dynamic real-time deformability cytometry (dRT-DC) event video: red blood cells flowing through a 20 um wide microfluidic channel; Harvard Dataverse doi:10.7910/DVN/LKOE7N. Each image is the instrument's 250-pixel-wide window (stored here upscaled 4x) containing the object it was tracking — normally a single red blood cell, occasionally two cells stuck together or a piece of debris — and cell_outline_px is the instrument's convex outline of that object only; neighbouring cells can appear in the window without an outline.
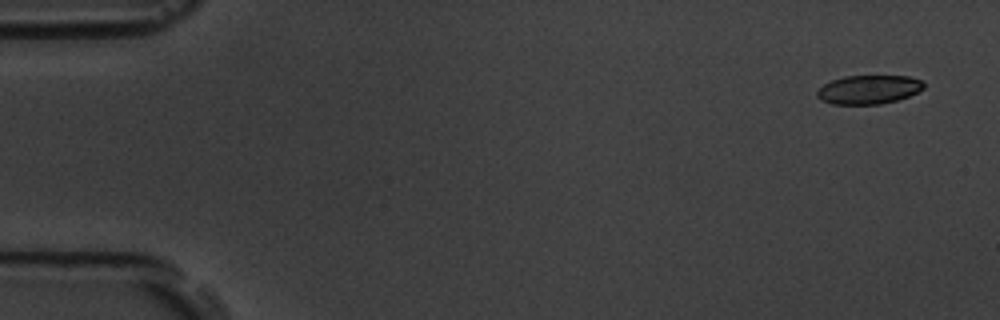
{"species": "common noctule bat (a hibernating species)", "species_latin": "Nyctalus noctula", "temperature_condition": "room temperature", "stored_images_in_passage": 52, "camera_frame_rate_fps": 3000, "um_per_image_px": 0.085, "animal": {"sex": "male", "body_mass_g": 19.5, "forearm_length_mm": 54.6}, "frame": {"image": 1, "passage_image": 1, "time_ms": 0.0, "image_size_px": [1000, 320], "cell_outline_px": [[924, 88], [908, 96], [896, 100], [880, 104], [832, 104], [820, 100], [816, 96], [816, 92], [824, 84], [832, 80], [844, 76], [908, 76], [920, 80], [924, 84]], "centroid_in_image_um": [73.8, 7.61], "position_along_channel_um": 11.2, "area_um2": 17.8}}
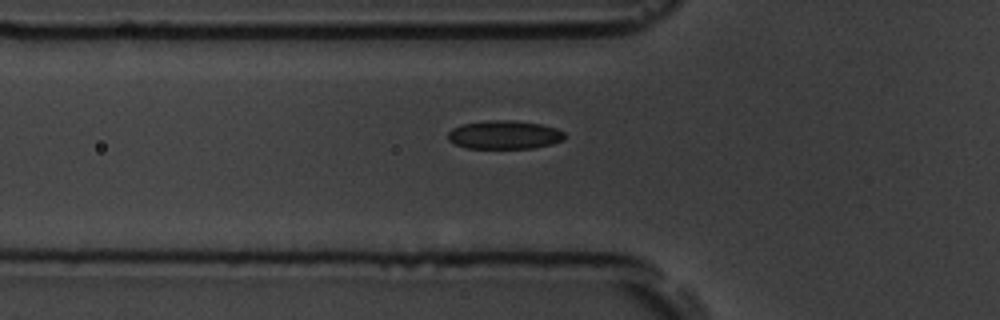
{"frame": {"image": 2, "passage_image": 17, "time_ms": 5.333, "image_size_px": [1000, 320], "cell_outline_px": [[564, 140], [552, 144], [532, 148], [468, 148], [456, 144], [448, 140], [448, 132], [452, 128], [464, 124], [488, 120], [512, 120], [540, 124], [556, 128], [564, 132]], "centroid_in_image_um": [42.88, 11.46], "position_along_channel_um": 82.9, "area_um2": 19.31}}
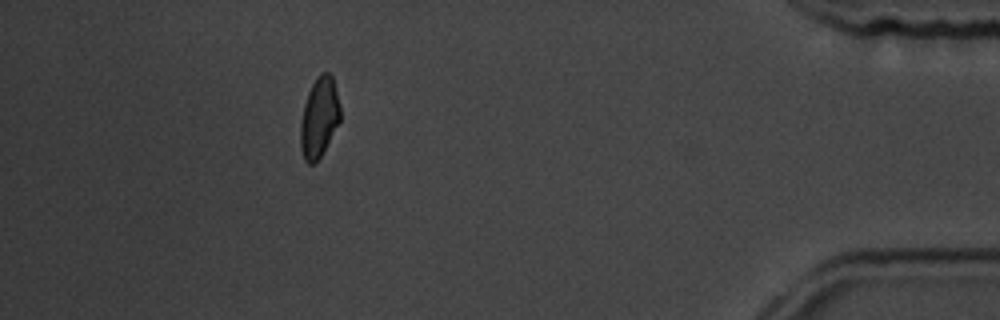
{"frame": {"image": 3, "passage_image": 47, "time_ms": 15.333, "image_size_px": [1000, 320], "cell_outline_px": [[340, 120], [320, 156], [312, 164], [308, 164], [304, 160], [300, 148], [300, 124], [304, 104], [308, 92], [312, 84], [320, 72], [328, 72], [332, 76], [340, 104]], "centroid_in_image_um": [27.11, 9.96], "position_along_channel_um": 408.1, "area_um2": 18.38}, "authors_computed_cell_mechanics": {"area_um2": 19.2474, "velocity_mm_per_s": 3.7887, "shape_relaxation_time_tau1_ms": 3.7961, "shape_relaxation_time_tau2_ms": 4.0524, "deformation_change_tau1": 0.1071, "deformation_change_tau2": 0.0863}}